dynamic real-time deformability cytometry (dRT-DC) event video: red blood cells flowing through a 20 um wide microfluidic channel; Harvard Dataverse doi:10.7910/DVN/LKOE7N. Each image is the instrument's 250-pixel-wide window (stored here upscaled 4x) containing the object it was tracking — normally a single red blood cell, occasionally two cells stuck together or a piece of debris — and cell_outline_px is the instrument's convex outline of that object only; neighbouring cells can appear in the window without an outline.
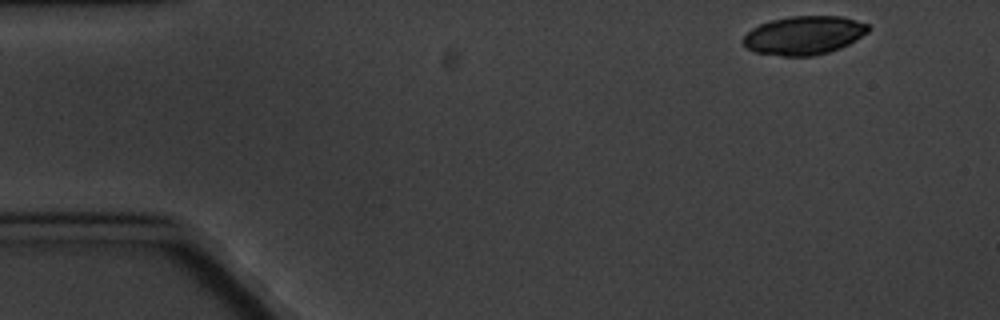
{"species": "common noctule bat (a hibernating species)", "species_latin": "Nyctalus noctula", "temperature_condition": "cold", "stored_images_in_passage": 4, "camera_frame_rate_fps": 3000, "um_per_image_px": 0.085, "animal": {"sex": "male", "body_mass_g": 20.1, "forearm_length_mm": 53.5}, "frame": {"image": 1, "passage_image": 1, "time_ms": 0.0, "image_size_px": [1000, 320], "cell_outline_px": [[868, 32], [856, 40], [840, 48], [828, 52], [812, 56], [780, 56], [756, 52], [748, 48], [740, 40], [752, 28], [760, 24], [772, 20], [792, 16], [844, 16], [868, 24]], "centroid_in_image_um": [68.33, 3.0], "position_along_channel_um": 16.7, "area_um2": 28.09}}